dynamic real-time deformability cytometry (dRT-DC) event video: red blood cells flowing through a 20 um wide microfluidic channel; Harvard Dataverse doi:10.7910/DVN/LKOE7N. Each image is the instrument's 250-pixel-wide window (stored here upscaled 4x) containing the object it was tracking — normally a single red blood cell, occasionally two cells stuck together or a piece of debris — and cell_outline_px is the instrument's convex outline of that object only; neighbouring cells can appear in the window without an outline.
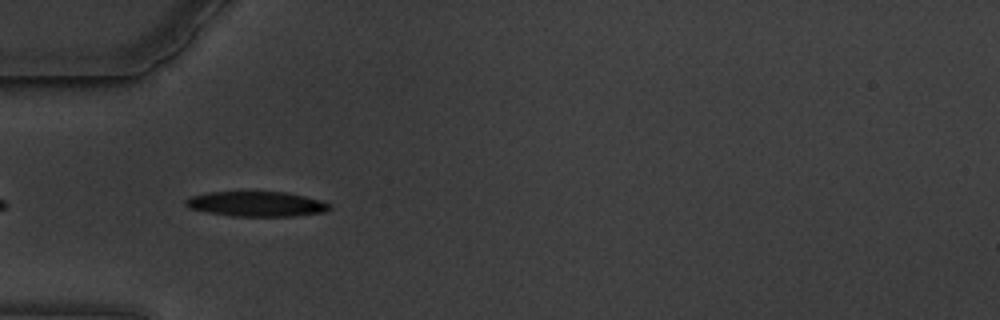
{"species": "common noctule bat (a hibernating species)", "species_latin": "Nyctalus noctula", "temperature_condition": "warm", "stored_images_in_passage": 11, "camera_frame_rate_fps": 3000, "um_per_image_px": 0.085, "animal": {"sex": "male", "body_mass_g": 19.5, "forearm_length_mm": 54.6}, "frame": {"image": 1, "passage_image": 4, "time_ms": 1.0, "image_size_px": [1000, 320], "cell_outline_px": [[332, 208], [324, 212], [292, 216], [232, 216], [208, 212], [188, 208], [184, 204], [184, 200], [188, 196], [208, 192], [288, 192], [320, 200], [332, 204]], "centroid_in_image_um": [21.78, 17.33], "position_along_channel_um": 63.2, "area_um2": 21.1}}
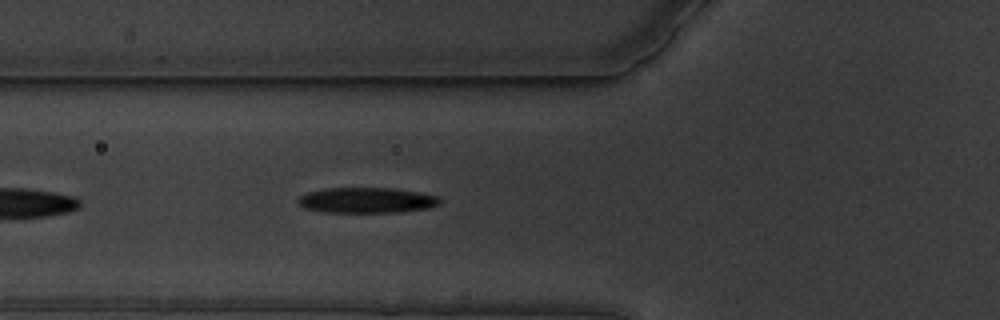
{"frame": {"image": 2, "passage_image": 7, "time_ms": 2.0, "image_size_px": [1000, 320], "cell_outline_px": [[440, 204], [428, 208], [400, 212], [324, 212], [304, 208], [296, 200], [300, 196], [308, 192], [324, 188], [392, 188], [420, 192], [436, 196], [440, 200]], "centroid_in_image_um": [31.15, 17.02], "position_along_channel_um": 94.6, "area_um2": 21.04}}